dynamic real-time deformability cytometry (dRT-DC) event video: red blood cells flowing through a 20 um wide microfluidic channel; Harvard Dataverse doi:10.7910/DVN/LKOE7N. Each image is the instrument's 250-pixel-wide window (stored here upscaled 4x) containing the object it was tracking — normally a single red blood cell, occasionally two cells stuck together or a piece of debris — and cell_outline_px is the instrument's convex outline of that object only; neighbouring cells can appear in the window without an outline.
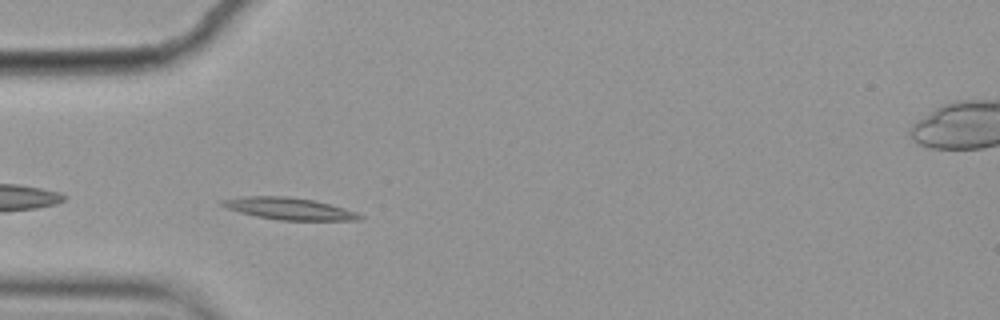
{"species": "common noctule bat (a hibernating species)", "species_latin": "Nyctalus noctula", "temperature_condition": "cold", "stored_images_in_passage": 2, "camera_frame_rate_fps": 3000, "um_per_image_px": 0.085, "animal": {"sex": "female", "body_mass_g": 19.9}, "frame": {"image": 1, "passage_image": 1, "time_ms": 0.0, "image_size_px": [1000, 320], "cell_outline_px": [[364, 216], [360, 220], [280, 220], [256, 216], [240, 212], [228, 208], [220, 204], [220, 200], [244, 196], [288, 196], [312, 200], [344, 208], [356, 212]], "centroid_in_image_um": [24.56, 17.73], "position_along_channel_um": 60.4, "area_um2": 17.4}}